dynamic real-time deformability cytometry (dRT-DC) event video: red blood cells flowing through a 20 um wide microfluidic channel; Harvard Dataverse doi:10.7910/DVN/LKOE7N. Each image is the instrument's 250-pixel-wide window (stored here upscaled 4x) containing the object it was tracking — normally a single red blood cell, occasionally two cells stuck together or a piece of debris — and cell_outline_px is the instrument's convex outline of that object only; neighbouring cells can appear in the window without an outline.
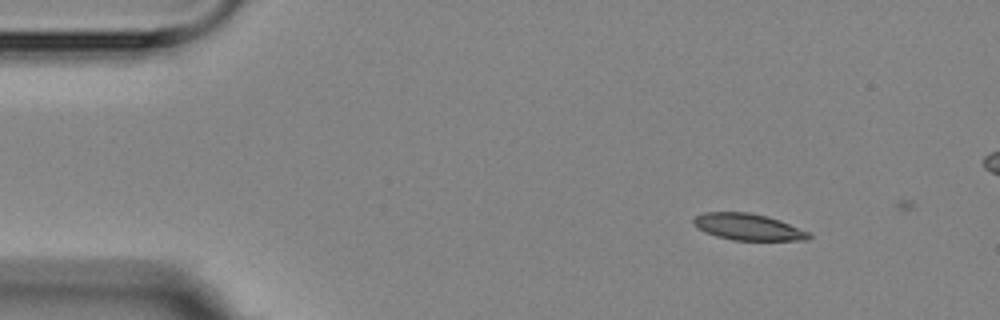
{"species": "Egyptian fruit bat (a non-hibernating species)", "species_latin": "Rousettus aegyptiacus", "temperature_condition": "room temperature", "stored_images_in_passage": 2, "camera_frame_rate_fps": 3000, "um_per_image_px": 0.085, "animal": {"sex": "female"}, "frame": {"image": 1, "passage_image": 1, "time_ms": 0.0, "image_size_px": [1000, 320], "cell_outline_px": [[812, 236], [808, 240], [732, 240], [716, 236], [704, 232], [692, 224], [692, 220], [696, 216], [704, 212], [748, 212], [768, 216], [780, 220], [808, 232]], "centroid_in_image_um": [63.55, 19.29], "position_along_channel_um": 21.4, "area_um2": 17.86}}